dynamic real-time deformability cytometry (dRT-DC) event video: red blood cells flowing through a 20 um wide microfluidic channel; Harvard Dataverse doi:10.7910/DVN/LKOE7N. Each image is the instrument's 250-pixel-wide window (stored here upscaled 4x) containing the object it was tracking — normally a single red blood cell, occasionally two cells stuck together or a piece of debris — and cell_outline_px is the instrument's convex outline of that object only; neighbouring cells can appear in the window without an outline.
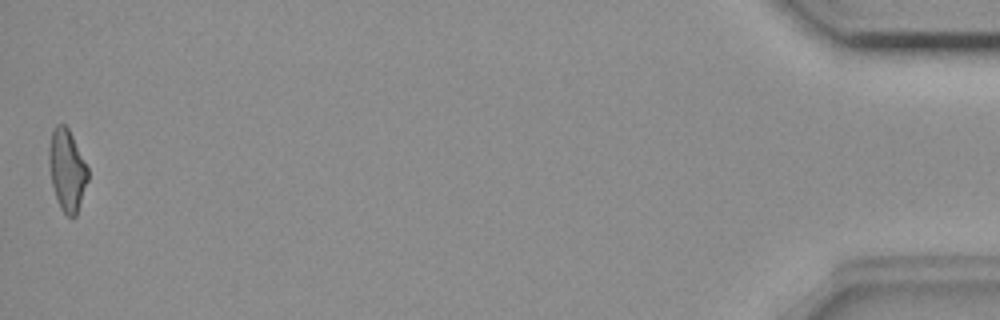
{"species": "common noctule bat (a hibernating species)", "species_latin": "Nyctalus noctula", "temperature_condition": "room temperature", "stored_images_in_passage": 54, "camera_frame_rate_fps": 3000, "um_per_image_px": 0.085, "animal": {"sex": "female", "body_mass_g": 18.4}, "frame": {"image": 1, "passage_image": 54, "time_ms": 17.667, "image_size_px": [1000, 320], "cell_outline_px": [[88, 180], [76, 216], [68, 216], [60, 208], [56, 200], [52, 184], [48, 164], [48, 148], [52, 132], [56, 124], [64, 124], [68, 128], [88, 168]], "centroid_in_image_um": [5.68, 14.46], "position_along_channel_um": 429.5, "area_um2": 18.44}, "authors_computed_cell_mechanics": {"area_um2": 19.2474, "velocity_mm_per_s": 3.654, "shape_relaxation_time_tau1_ms": null, "shape_relaxation_time_tau2_ms": 2.8415, "deformation_change_tau1": null, "deformation_change_tau2": 0.1015}}